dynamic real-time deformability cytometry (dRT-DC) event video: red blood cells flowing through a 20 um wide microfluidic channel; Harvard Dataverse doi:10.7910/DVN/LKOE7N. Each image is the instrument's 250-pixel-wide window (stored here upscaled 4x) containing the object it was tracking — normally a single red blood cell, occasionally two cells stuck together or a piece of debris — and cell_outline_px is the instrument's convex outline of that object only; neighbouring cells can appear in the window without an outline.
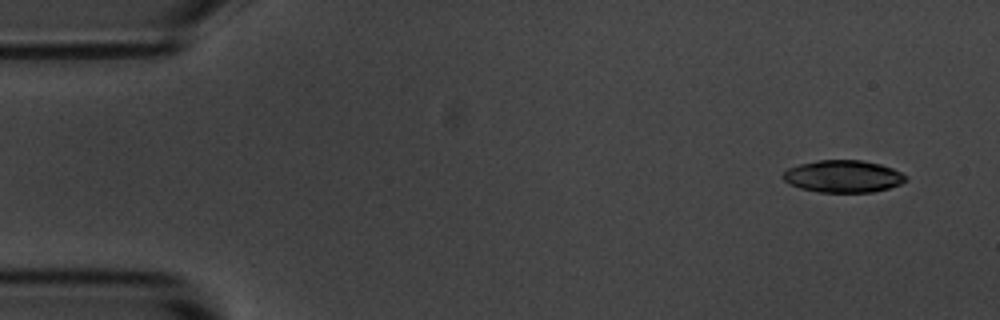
{"species": "common noctule bat (a hibernating species)", "species_latin": "Nyctalus noctula", "temperature_condition": "room temperature", "stored_images_in_passage": 10, "camera_frame_rate_fps": 3000, "um_per_image_px": 0.085, "animal": {"sex": "male", "body_mass_g": 20.1, "forearm_length_mm": 53.5}, "frame": {"image": 1, "passage_image": 2, "time_ms": 0.333, "image_size_px": [1000, 320], "cell_outline_px": [[908, 180], [900, 184], [888, 188], [872, 192], [820, 192], [800, 188], [788, 184], [780, 176], [788, 168], [800, 164], [816, 160], [864, 160], [880, 164], [892, 168], [900, 172]], "centroid_in_image_um": [71.63, 14.98], "position_along_channel_um": 13.4, "area_um2": 23.06}}
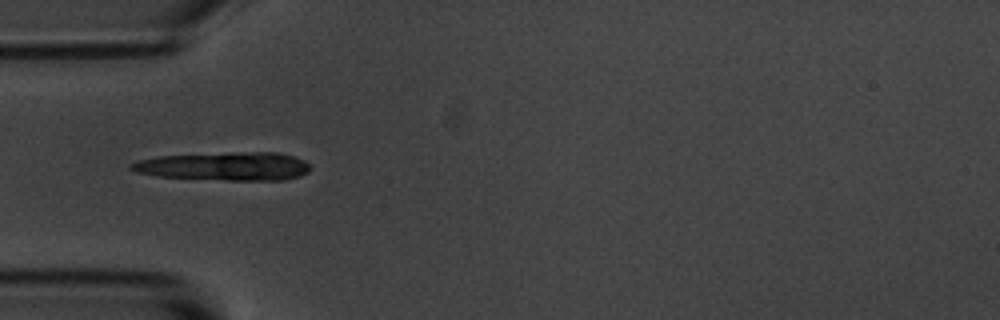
{"frame": {"image": 2, "passage_image": 5, "time_ms": 1.333, "image_size_px": [1000, 320], "cell_outline_px": [[308, 172], [300, 176], [284, 180], [228, 180], [156, 176], [136, 172], [128, 168], [128, 164], [140, 160], [156, 156], [240, 152], [276, 152], [292, 156], [304, 160], [308, 164]], "centroid_in_image_um": [19.06, 14.13], "position_along_channel_um": 65.9, "area_um2": 29.54}}